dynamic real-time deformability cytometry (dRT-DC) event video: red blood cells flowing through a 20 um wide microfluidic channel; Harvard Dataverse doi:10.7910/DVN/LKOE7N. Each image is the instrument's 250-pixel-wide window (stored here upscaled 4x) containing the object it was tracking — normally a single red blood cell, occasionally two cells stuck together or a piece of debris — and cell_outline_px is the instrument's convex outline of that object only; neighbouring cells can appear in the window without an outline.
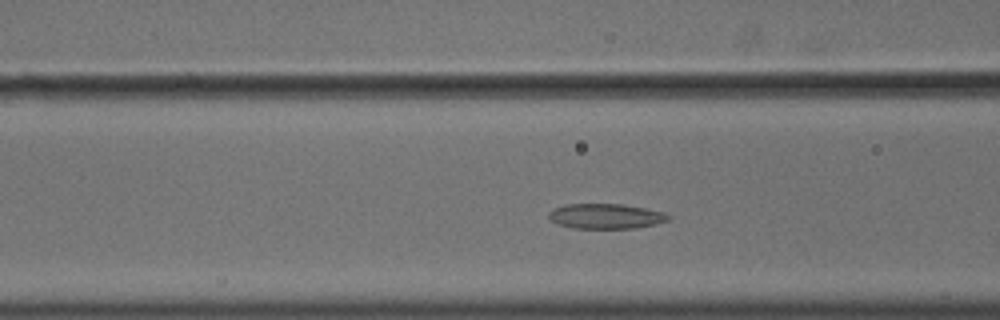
{"species": "common noctule bat (a hibernating species)", "species_latin": "Nyctalus noctula", "temperature_condition": "cold", "stored_images_in_passage": 47, "camera_frame_rate_fps": 3000, "um_per_image_px": 0.085, "animal": {"sex": "male", "body_mass_g": 18.8}, "frame": {"image": 1, "passage_image": 13, "time_ms": 4.0, "image_size_px": [1000, 320], "cell_outline_px": [[672, 216], [668, 220], [656, 224], [636, 228], [572, 228], [556, 224], [548, 216], [548, 212], [564, 204], [624, 204], [664, 212]], "centroid_in_image_um": [51.5, 18.38], "position_along_channel_um": 115.1, "area_um2": 17.51}}
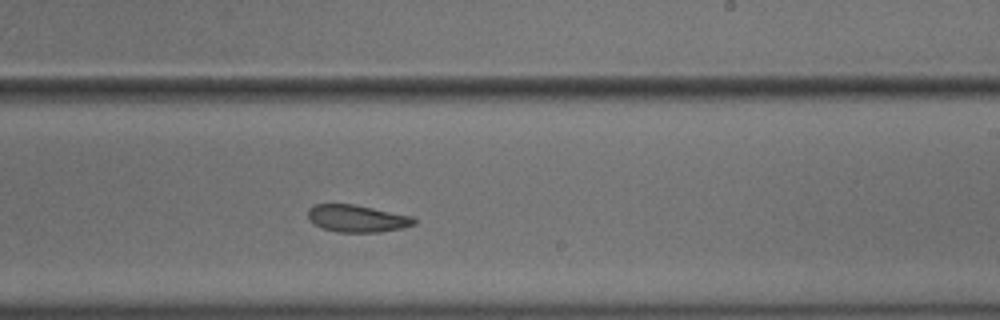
{"frame": {"image": 2, "passage_image": 25, "time_ms": 8.0, "image_size_px": [1000, 320], "cell_outline_px": [[416, 224], [400, 228], [380, 232], [336, 232], [324, 228], [316, 224], [308, 216], [308, 208], [316, 204], [356, 204], [416, 216]], "centroid_in_image_um": [30.43, 18.55], "position_along_channel_um": 258.6, "area_um2": 16.94}}
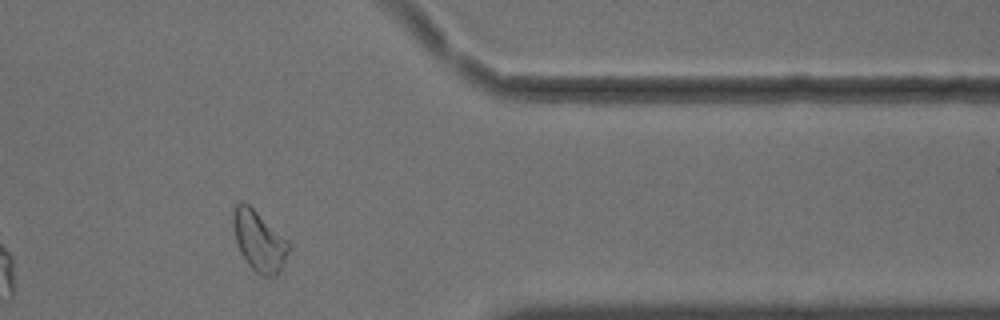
{"frame": {"image": 3, "passage_image": 37, "time_ms": 12.0, "image_size_px": [1000, 320], "cell_outline_px": [[292, 248], [280, 272], [276, 276], [264, 276], [256, 272], [248, 264], [240, 252], [236, 240], [232, 224], [232, 212], [236, 204], [240, 200], [248, 204], [288, 240]], "centroid_in_image_um": [22.04, 20.49], "position_along_channel_um": 389.4, "area_um2": 19.71}}